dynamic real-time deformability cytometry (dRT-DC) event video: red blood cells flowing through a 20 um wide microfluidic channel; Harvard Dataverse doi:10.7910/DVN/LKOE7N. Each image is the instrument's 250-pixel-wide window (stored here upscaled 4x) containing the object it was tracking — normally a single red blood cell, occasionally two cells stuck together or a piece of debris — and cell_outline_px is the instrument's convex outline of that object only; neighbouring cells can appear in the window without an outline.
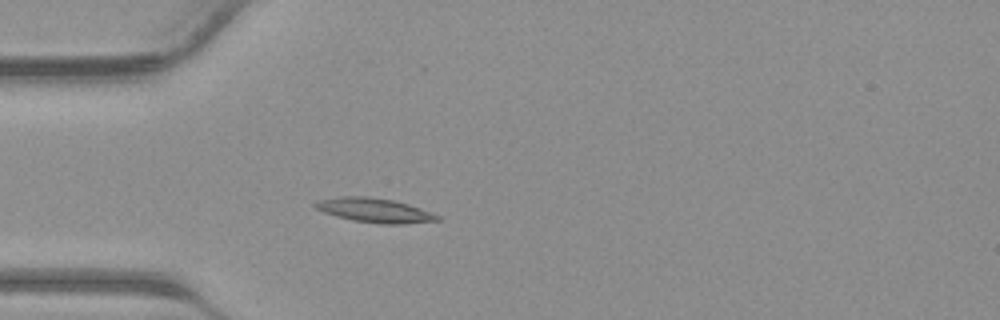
{"species": "common noctule bat (a hibernating species)", "species_latin": "Nyctalus noctula", "temperature_condition": "warm", "stored_images_in_passage": 32, "camera_frame_rate_fps": 3000, "um_per_image_px": 0.085, "animal": {"sex": "male", "body_mass_g": 23.1, "forearm_length_mm": 52.7}, "frame": {"image": 1, "passage_image": 6, "time_ms": 1.667, "image_size_px": [1000, 320], "cell_outline_px": [[444, 220], [404, 224], [380, 224], [352, 220], [336, 216], [324, 212], [316, 208], [312, 204], [316, 200], [340, 196], [368, 196], [392, 200], [408, 204], [432, 212], [440, 216]], "centroid_in_image_um": [31.86, 17.88], "position_along_channel_um": 53.1, "area_um2": 17.51}}
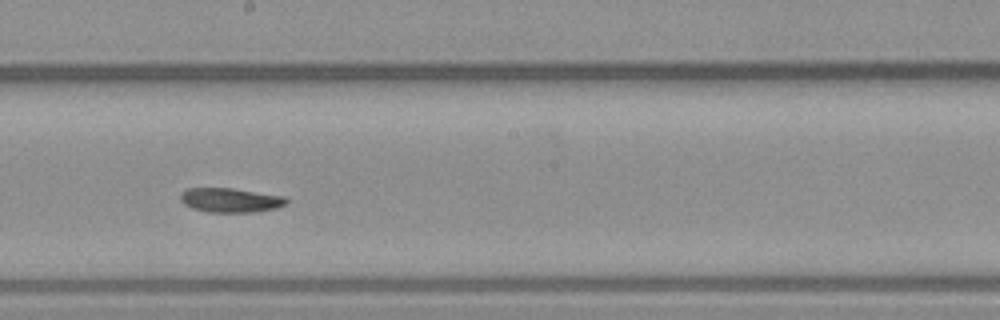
{"frame": {"image": 2, "passage_image": 17, "time_ms": 5.333, "image_size_px": [1000, 320], "cell_outline_px": [[288, 200], [284, 204], [276, 208], [256, 212], [208, 212], [192, 208], [184, 204], [180, 200], [180, 192], [188, 188], [232, 188], [284, 196]], "centroid_in_image_um": [19.55, 17.01], "position_along_channel_um": 228.6, "area_um2": 15.03}}
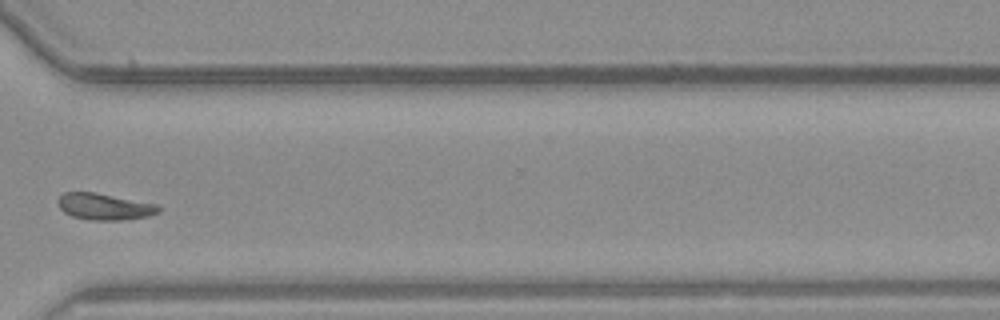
{"frame": {"image": 3, "passage_image": 25, "time_ms": 8.0, "image_size_px": [1000, 320], "cell_outline_px": [[160, 212], [148, 216], [120, 220], [88, 220], [72, 216], [64, 212], [60, 208], [56, 200], [64, 192], [96, 192], [160, 204]], "centroid_in_image_um": [8.9, 17.55], "position_along_channel_um": 361.7, "area_um2": 15.78}}